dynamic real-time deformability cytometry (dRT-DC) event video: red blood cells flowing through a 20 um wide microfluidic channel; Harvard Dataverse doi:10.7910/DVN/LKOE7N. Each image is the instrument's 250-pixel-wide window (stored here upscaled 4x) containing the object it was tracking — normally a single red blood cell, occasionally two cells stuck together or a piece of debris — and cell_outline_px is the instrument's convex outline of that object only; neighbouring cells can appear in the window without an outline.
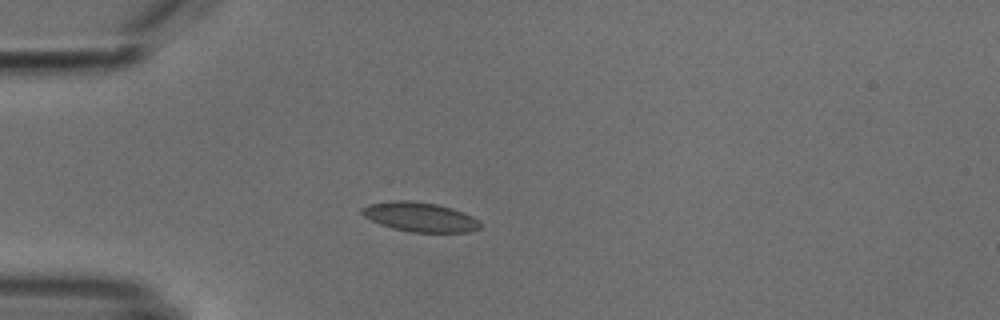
{"species": "common noctule bat (a hibernating species)", "species_latin": "Nyctalus noctula", "temperature_condition": "cold", "stored_images_in_passage": 5, "camera_frame_rate_fps": 3000, "um_per_image_px": 0.085, "animal": {"sex": "male", "body_mass_g": 18.8}, "frame": {"image": 1, "passage_image": 4, "time_ms": 3.667, "image_size_px": [1000, 320], "cell_outline_px": [[480, 228], [472, 232], [412, 232], [392, 228], [380, 224], [364, 216], [360, 212], [360, 208], [368, 204], [392, 200], [412, 200], [436, 204], [452, 208], [464, 212], [480, 220]], "centroid_in_image_um": [35.7, 18.43], "position_along_channel_um": 49.3, "area_um2": 20.46}}